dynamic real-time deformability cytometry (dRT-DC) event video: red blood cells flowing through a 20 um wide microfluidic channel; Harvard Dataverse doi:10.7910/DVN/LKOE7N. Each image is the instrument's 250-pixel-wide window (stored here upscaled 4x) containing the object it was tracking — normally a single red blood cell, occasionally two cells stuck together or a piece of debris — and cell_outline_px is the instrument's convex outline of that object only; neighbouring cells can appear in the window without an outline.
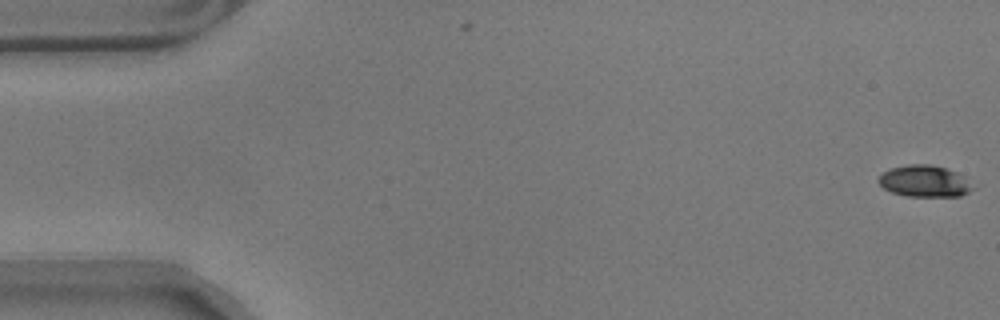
{"species": "common noctule bat (a hibernating species)", "species_latin": "Nyctalus noctula", "temperature_condition": "warm", "stored_images_in_passage": 58, "camera_frame_rate_fps": 3000, "um_per_image_px": 0.085, "animal": {"sex": "male", "body_mass_g": 17.9}, "frame": {"image": 1, "passage_image": 1, "time_ms": 0.0, "image_size_px": [1000, 320], "cell_outline_px": [[976, 188], [960, 196], [908, 196], [892, 192], [884, 188], [876, 180], [884, 172], [892, 168], [908, 164], [928, 164], [944, 168], [956, 172]], "centroid_in_image_um": [78.57, 15.4], "position_along_channel_um": 6.4, "area_um2": 17.05}}
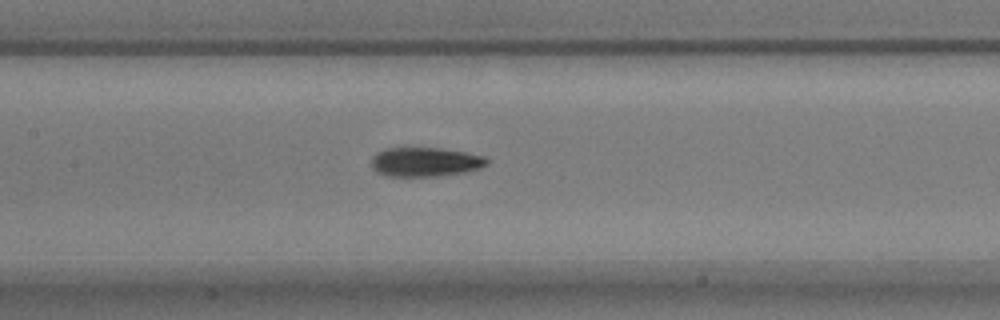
{"frame": {"image": 2, "passage_image": 27, "time_ms": 8.667, "image_size_px": [1000, 320], "cell_outline_px": [[488, 164], [480, 168], [464, 172], [436, 176], [388, 176], [376, 172], [372, 168], [372, 156], [376, 152], [388, 148], [440, 148], [464, 152], [484, 156], [488, 160]], "centroid_in_image_um": [36.12, 13.76], "position_along_channel_um": 171.3, "area_um2": 19.59}}
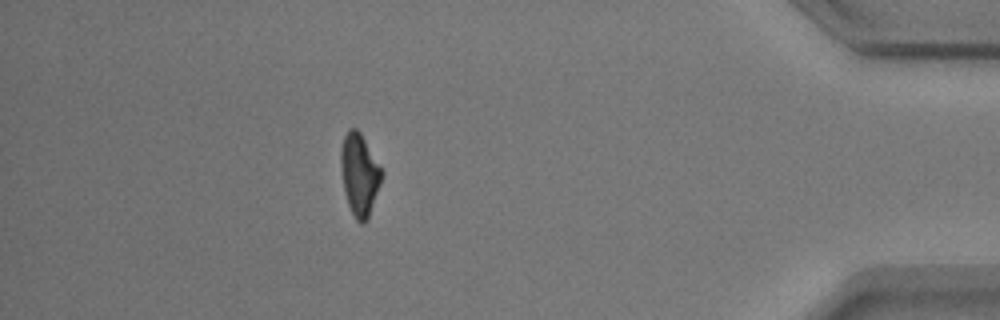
{"frame": {"image": 3, "passage_image": 51, "time_ms": 16.667, "image_size_px": [1000, 320], "cell_outline_px": [[384, 172], [368, 220], [364, 224], [360, 224], [356, 220], [348, 204], [344, 192], [340, 164], [340, 152], [344, 136], [348, 128], [356, 128], [360, 132]], "centroid_in_image_um": [30.55, 14.84], "position_along_channel_um": 404.6, "area_um2": 19.59}, "authors_computed_cell_mechanics": {"area_um2": 19.074, "velocity_mm_per_s": 3.5272, "shape_relaxation_time_tau1_ms": 3.8054, "shape_relaxation_time_tau2_ms": 2.956, "deformation_change_tau1": 0.167, "deformation_change_tau2": 0.1079}}